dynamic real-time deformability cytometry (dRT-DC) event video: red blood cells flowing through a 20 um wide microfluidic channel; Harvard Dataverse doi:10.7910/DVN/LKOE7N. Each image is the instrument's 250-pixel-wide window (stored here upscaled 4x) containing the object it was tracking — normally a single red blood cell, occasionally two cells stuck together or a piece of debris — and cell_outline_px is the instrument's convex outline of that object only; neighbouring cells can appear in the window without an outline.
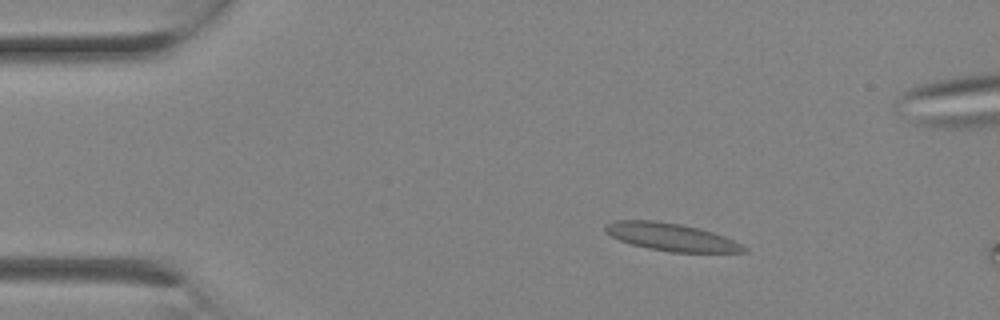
{"species": "Egyptian fruit bat (a non-hibernating species)", "species_latin": "Rousettus aegyptiacus", "temperature_condition": "room temperature", "stored_images_in_passage": 3, "camera_frame_rate_fps": 3000, "um_per_image_px": 0.085, "animal": {"sex": "female"}, "frame": {"image": 1, "passage_image": 2, "time_ms": 0.333, "image_size_px": [1000, 320], "cell_outline_px": [[748, 252], [672, 252], [648, 248], [632, 244], [620, 240], [604, 232], [604, 224], [616, 220], [656, 220], [680, 224], [700, 228], [724, 236], [748, 248]], "centroid_in_image_um": [57.02, 20.13], "position_along_channel_um": 28.0, "area_um2": 22.25}}